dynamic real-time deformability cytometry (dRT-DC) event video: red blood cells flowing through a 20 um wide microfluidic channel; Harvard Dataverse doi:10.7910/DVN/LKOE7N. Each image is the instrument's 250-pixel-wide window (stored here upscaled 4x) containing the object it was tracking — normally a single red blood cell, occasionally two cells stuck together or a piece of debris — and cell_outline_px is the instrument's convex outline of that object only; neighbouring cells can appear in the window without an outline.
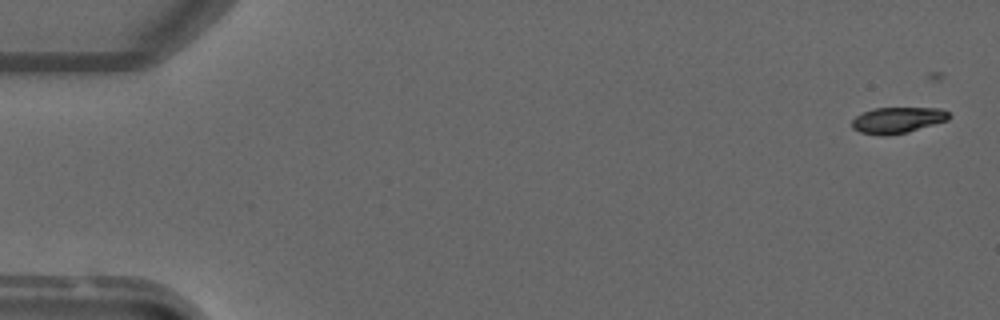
{"species": "common noctule bat (a hibernating species)", "species_latin": "Nyctalus noctula", "temperature_condition": "warm", "stored_images_in_passage": 5, "camera_frame_rate_fps": 3000, "um_per_image_px": 0.085, "animal": {"sex": "male", "forearm_length_mm": 52.5}, "frame": {"image": 1, "passage_image": 1, "time_ms": 0.0, "image_size_px": [1000, 320], "cell_outline_px": [[952, 116], [948, 120], [908, 132], [884, 136], [860, 132], [852, 128], [852, 120], [856, 116], [864, 112], [876, 108], [940, 108], [948, 112]], "centroid_in_image_um": [76.31, 10.21], "position_along_channel_um": 8.7, "area_um2": 14.68}}
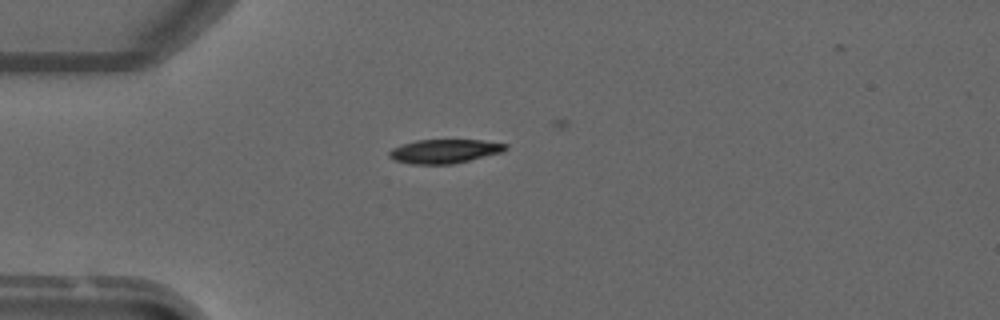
{"frame": {"image": 2, "passage_image": 4, "time_ms": 3.667, "image_size_px": [1000, 320], "cell_outline_px": [[508, 148], [500, 152], [452, 164], [412, 164], [396, 160], [388, 156], [388, 152], [392, 148], [416, 140], [480, 140], [508, 144]], "centroid_in_image_um": [37.76, 12.85], "position_along_channel_um": 47.2, "area_um2": 15.95}}